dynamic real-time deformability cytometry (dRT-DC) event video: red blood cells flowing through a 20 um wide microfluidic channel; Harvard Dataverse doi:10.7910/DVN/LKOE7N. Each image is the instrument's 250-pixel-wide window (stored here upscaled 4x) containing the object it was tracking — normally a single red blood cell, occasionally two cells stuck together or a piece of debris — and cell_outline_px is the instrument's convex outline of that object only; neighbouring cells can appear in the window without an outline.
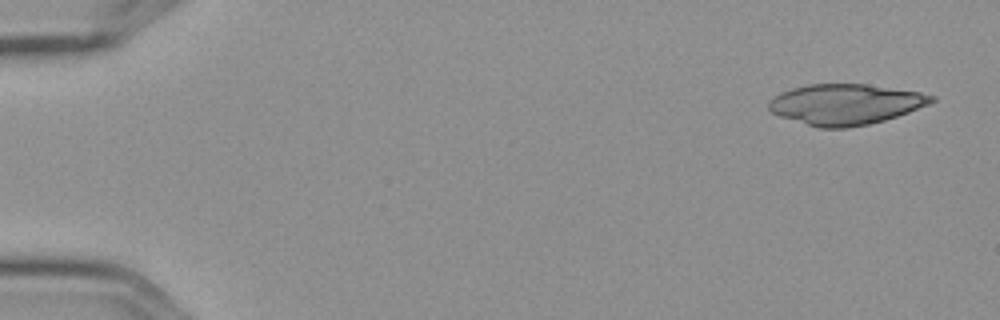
{"species": "Egyptian fruit bat (a non-hibernating species)", "species_latin": "Rousettus aegyptiacus", "temperature_condition": "cold", "stored_images_in_passage": 5, "camera_frame_rate_fps": 3000, "um_per_image_px": 0.085, "frame": {"image": 1, "passage_image": 1, "time_ms": 0.0, "image_size_px": [1000, 320], "cell_outline_px": [[936, 100], [928, 104], [908, 112], [884, 120], [868, 124], [848, 128], [816, 128], [780, 116], [772, 112], [768, 108], [768, 104], [776, 96], [792, 88], [808, 84], [864, 84], [920, 92], [936, 96]], "centroid_in_image_um": [71.87, 8.87], "position_along_channel_um": 13.1, "area_um2": 38.21}}